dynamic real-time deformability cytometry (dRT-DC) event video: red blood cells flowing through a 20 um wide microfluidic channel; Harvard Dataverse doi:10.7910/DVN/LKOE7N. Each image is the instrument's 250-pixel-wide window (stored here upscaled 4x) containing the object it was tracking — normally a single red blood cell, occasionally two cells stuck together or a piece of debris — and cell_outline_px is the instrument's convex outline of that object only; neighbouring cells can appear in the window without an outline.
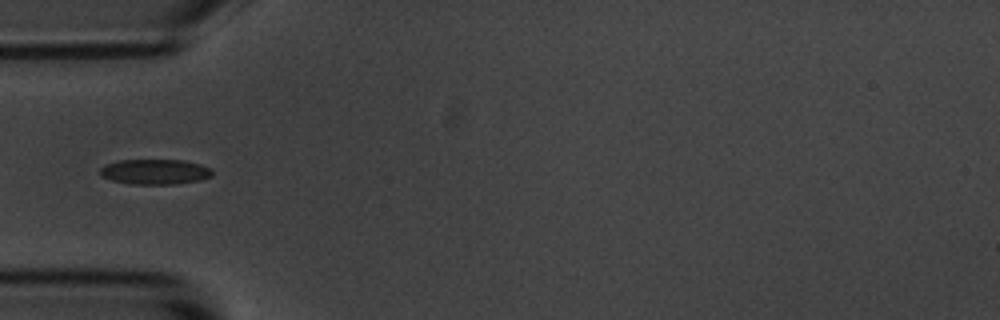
{"species": "common noctule bat (a hibernating species)", "species_latin": "Nyctalus noctula", "temperature_condition": "room temperature", "stored_images_in_passage": 4, "camera_frame_rate_fps": 3000, "um_per_image_px": 0.085, "animal": {"sex": "male", "body_mass_g": 20.1, "forearm_length_mm": 53.5}, "frame": {"image": 1, "passage_image": 4, "time_ms": 3.333, "image_size_px": [1000, 320], "cell_outline_px": [[212, 176], [200, 180], [176, 184], [132, 184], [112, 180], [100, 176], [100, 168], [104, 164], [120, 160], [184, 160], [200, 164], [212, 168]], "centroid_in_image_um": [13.17, 14.59], "position_along_channel_um": 71.8, "area_um2": 16.59}}